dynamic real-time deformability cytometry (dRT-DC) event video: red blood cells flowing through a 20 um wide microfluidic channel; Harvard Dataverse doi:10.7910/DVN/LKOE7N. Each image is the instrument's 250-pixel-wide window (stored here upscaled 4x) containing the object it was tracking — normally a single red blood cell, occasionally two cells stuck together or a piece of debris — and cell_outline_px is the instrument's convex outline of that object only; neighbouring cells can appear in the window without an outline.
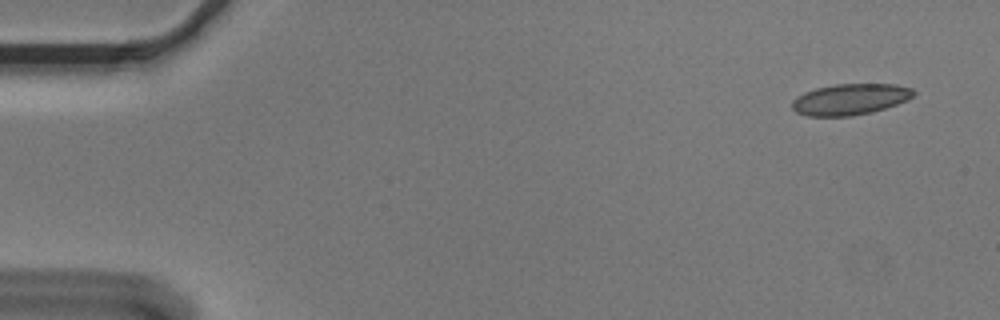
{"species": "Egyptian fruit bat (a non-hibernating species)", "species_latin": "Rousettus aegyptiacus", "temperature_condition": "cold", "stored_images_in_passage": 7, "camera_frame_rate_fps": 3000, "um_per_image_px": 0.085, "animal": {"sex": "male"}, "frame": {"image": 1, "passage_image": 1, "time_ms": 0.0, "image_size_px": [1000, 320], "cell_outline_px": [[916, 92], [908, 100], [872, 112], [852, 116], [808, 116], [796, 112], [792, 108], [792, 100], [796, 96], [804, 92], [816, 88], [836, 84], [896, 84], [912, 88]], "centroid_in_image_um": [72.25, 8.44], "position_along_channel_um": 12.8, "area_um2": 22.08}}
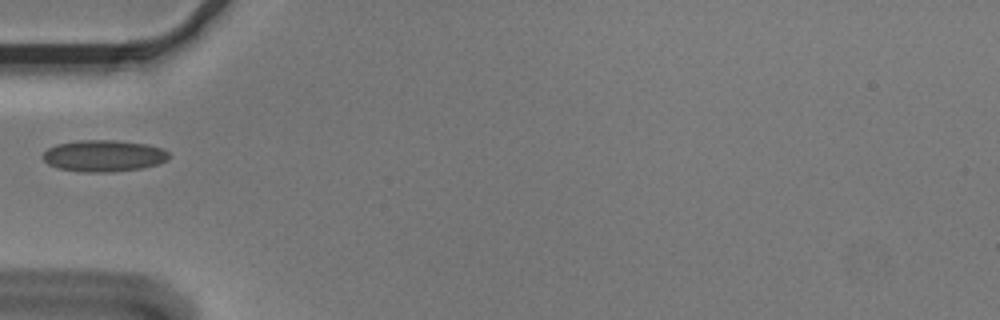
{"frame": {"image": 2, "passage_image": 5, "time_ms": 1.333, "image_size_px": [1000, 320], "cell_outline_px": [[168, 160], [160, 164], [140, 168], [112, 172], [80, 172], [60, 168], [48, 164], [40, 156], [48, 148], [56, 144], [80, 140], [116, 140], [148, 144], [164, 148], [168, 152]], "centroid_in_image_um": [8.83, 13.24], "position_along_channel_um": 76.2, "area_um2": 23.41}}
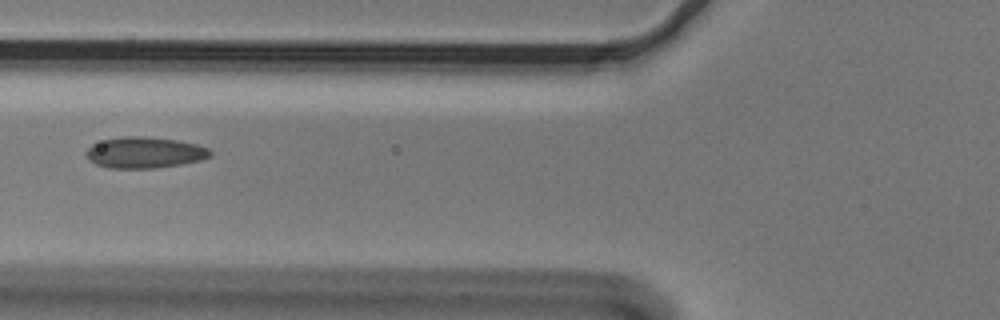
{"frame": {"image": 3, "passage_image": 6, "time_ms": 1.667, "image_size_px": [1000, 320], "cell_outline_px": [[212, 156], [200, 160], [180, 164], [156, 168], [108, 168], [96, 164], [88, 160], [84, 152], [92, 144], [104, 140], [124, 136], [144, 136], [176, 140], [196, 144], [208, 148], [212, 152]], "centroid_in_image_um": [12.27, 12.97], "position_along_channel_um": 113.5, "area_um2": 22.54}}